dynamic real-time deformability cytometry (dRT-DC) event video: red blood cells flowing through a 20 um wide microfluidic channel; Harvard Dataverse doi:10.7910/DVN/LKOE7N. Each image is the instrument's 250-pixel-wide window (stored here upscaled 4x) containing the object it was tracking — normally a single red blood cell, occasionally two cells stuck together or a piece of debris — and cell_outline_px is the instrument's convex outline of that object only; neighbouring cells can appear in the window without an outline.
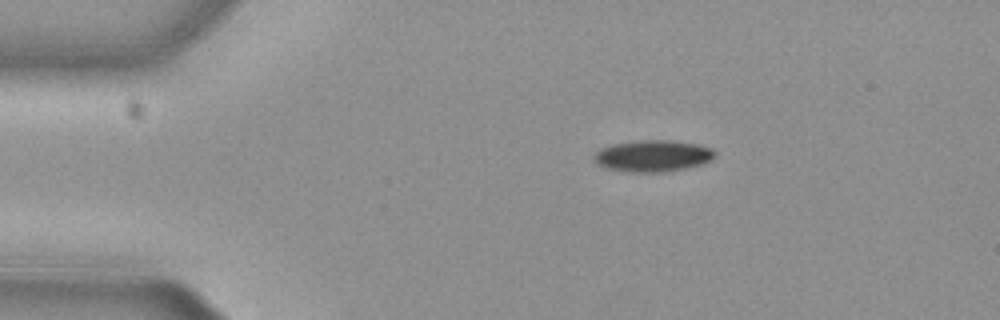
{"species": "common noctule bat (a hibernating species)", "species_latin": "Nyctalus noctula", "temperature_condition": "cold", "stored_images_in_passage": 45, "camera_frame_rate_fps": 3000, "um_per_image_px": 0.085, "animal": {"sex": "female", "body_mass_g": 29.2, "forearm_length_mm": 56.3}, "frame": {"image": 1, "passage_image": 1, "time_ms": 0.0, "image_size_px": [1000, 320], "cell_outline_px": [[716, 156], [712, 160], [688, 168], [664, 172], [628, 172], [604, 168], [596, 164], [592, 160], [592, 156], [600, 148], [612, 144], [640, 140], [672, 140], [696, 144], [712, 148], [716, 152]], "centroid_in_image_um": [55.46, 13.26], "position_along_channel_um": 29.5, "area_um2": 22.6}}
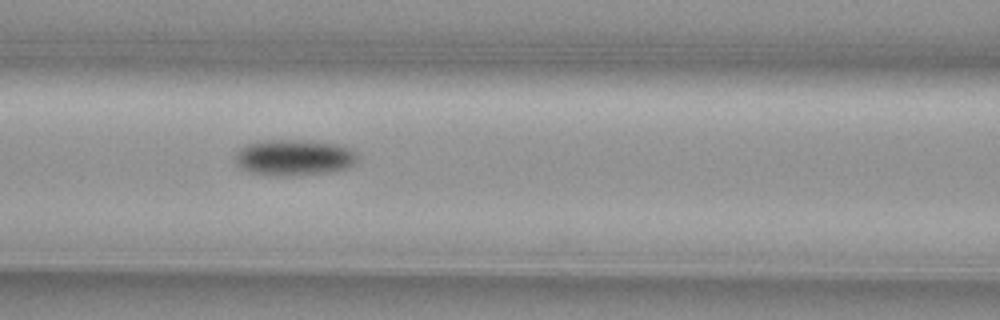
{"frame": {"image": 2, "passage_image": 14, "time_ms": 4.333, "image_size_px": [1000, 320], "cell_outline_px": [[356, 160], [352, 164], [344, 168], [332, 172], [288, 176], [280, 176], [252, 172], [240, 168], [236, 164], [236, 152], [244, 144], [260, 140], [312, 140], [336, 144], [352, 148], [356, 152]], "centroid_in_image_um": [24.97, 13.37], "position_along_channel_um": 141.6, "area_um2": 25.84}}
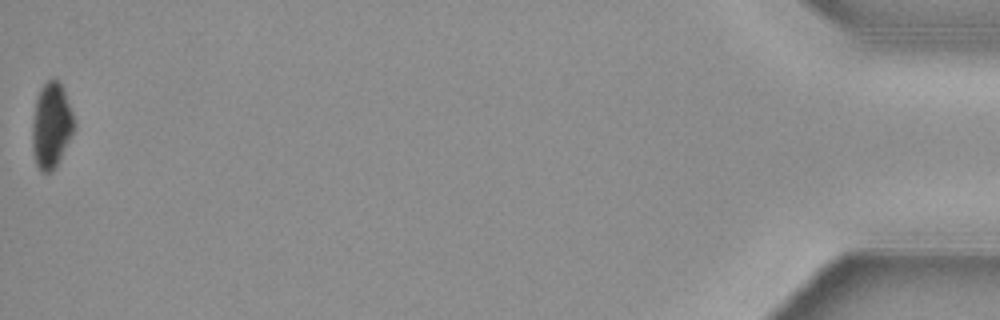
{"frame": {"image": 3, "passage_image": 45, "time_ms": 14.667, "image_size_px": [1000, 320], "cell_outline_px": [[76, 124], [56, 168], [52, 172], [40, 172], [36, 164], [32, 152], [32, 124], [36, 100], [40, 88], [52, 76], [60, 80], [64, 88], [76, 120]], "centroid_in_image_um": [4.37, 10.63], "position_along_channel_um": 430.8, "area_um2": 21.33}, "authors_computed_cell_mechanics": {"area_um2": 23.9292, "velocity_mm_per_s": 3.8241, "shape_relaxation_time_tau1_ms": 2.8421, "shape_relaxation_time_tau2_ms": null, "deformation_change_tau1": 0.0926, "deformation_change_tau2": null}}